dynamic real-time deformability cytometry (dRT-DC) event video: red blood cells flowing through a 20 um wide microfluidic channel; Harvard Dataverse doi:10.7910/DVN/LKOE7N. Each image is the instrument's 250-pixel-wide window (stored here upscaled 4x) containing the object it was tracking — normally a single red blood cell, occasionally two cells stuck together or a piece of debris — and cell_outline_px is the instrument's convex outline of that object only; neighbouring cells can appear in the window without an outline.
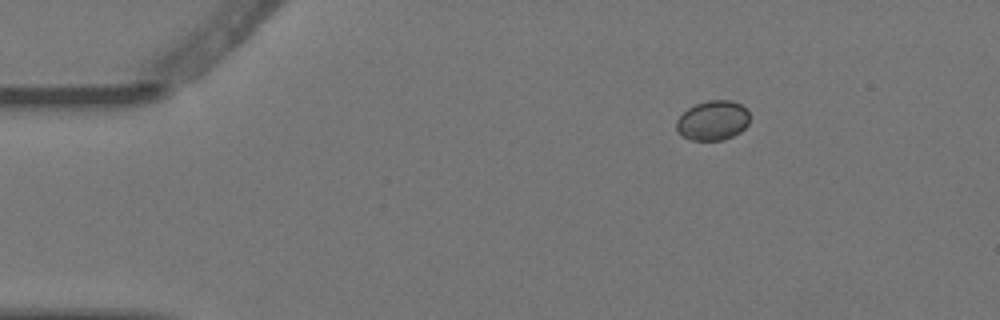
{"species": "Egyptian fruit bat (a non-hibernating species)", "species_latin": "Rousettus aegyptiacus", "temperature_condition": "warm", "stored_images_in_passage": 4, "camera_frame_rate_fps": 3000, "um_per_image_px": 0.085, "animal": {"sex": "female"}, "frame": {"image": 1, "passage_image": 1, "time_ms": 0.0, "image_size_px": [1000, 320], "cell_outline_px": [[748, 124], [740, 132], [724, 140], [692, 140], [684, 136], [676, 128], [676, 120], [688, 108], [696, 104], [708, 100], [732, 100], [740, 104], [748, 112]], "centroid_in_image_um": [60.59, 10.23], "position_along_channel_um": 24.4, "area_um2": 16.76}}
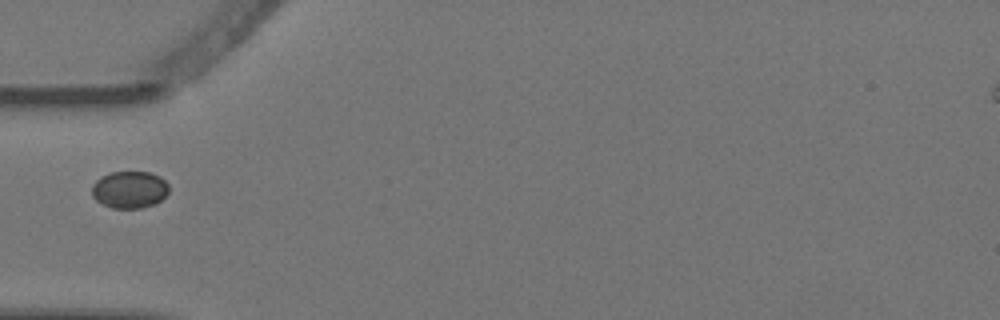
{"frame": {"image": 2, "passage_image": 4, "time_ms": 1.0, "image_size_px": [1000, 320], "cell_outline_px": [[168, 192], [156, 204], [140, 208], [112, 208], [96, 200], [92, 196], [92, 184], [96, 180], [112, 172], [148, 172], [160, 176], [168, 184]], "centroid_in_image_um": [11.02, 16.12], "position_along_channel_um": 74.0, "area_um2": 16.53}}